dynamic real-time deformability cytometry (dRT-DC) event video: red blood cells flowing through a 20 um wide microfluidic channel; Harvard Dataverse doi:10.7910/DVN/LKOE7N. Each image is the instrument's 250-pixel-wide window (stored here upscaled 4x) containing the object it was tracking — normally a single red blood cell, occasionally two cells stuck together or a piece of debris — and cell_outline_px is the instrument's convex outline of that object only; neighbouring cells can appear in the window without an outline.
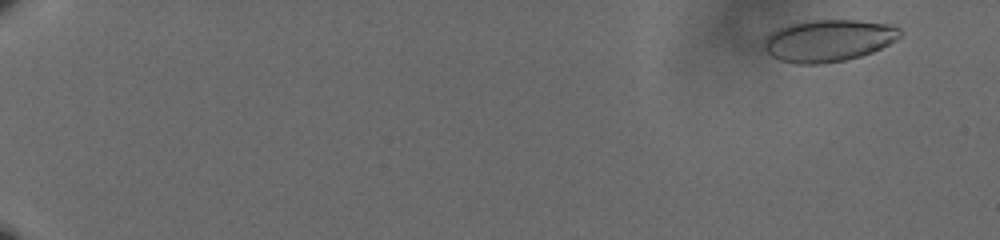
{"species": "human", "species_latin": "Homo sapiens", "temperature_condition": "cold", "stored_images_in_passage": 61, "camera_frame_rate_fps": 3000, "um_per_image_px": 0.085, "donor": {"sex": "male"}, "frame": {"image": 1, "passage_image": 5, "time_ms": 1.333, "image_size_px": [1000, 240], "cell_outline_px": [[900, 36], [896, 40], [872, 52], [860, 56], [844, 60], [824, 64], [796, 64], [780, 60], [772, 56], [764, 48], [764, 40], [776, 28], [788, 24], [812, 20], [856, 20], [888, 24], [900, 28]], "centroid_in_image_um": [70.4, 3.45], "position_along_channel_um": 14.6, "area_um2": 33.18}}
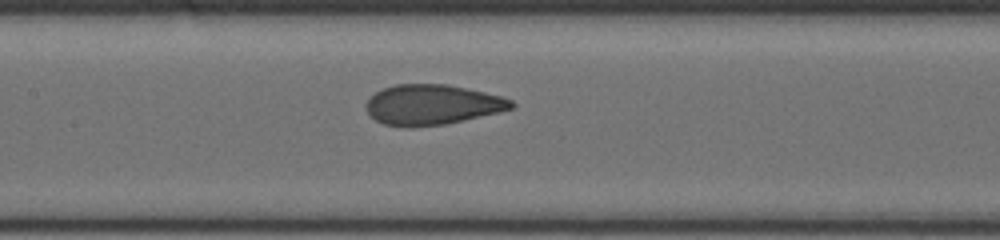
{"frame": {"image": 2, "passage_image": 34, "time_ms": 11.0, "image_size_px": [1000, 240], "cell_outline_px": [[516, 104], [512, 108], [500, 112], [444, 124], [412, 128], [408, 128], [384, 124], [376, 120], [368, 112], [364, 104], [376, 92], [384, 88], [396, 84], [448, 84], [484, 92], [500, 96], [512, 100]], "centroid_in_image_um": [36.73, 8.9], "position_along_channel_um": 170.7, "area_um2": 33.99}}
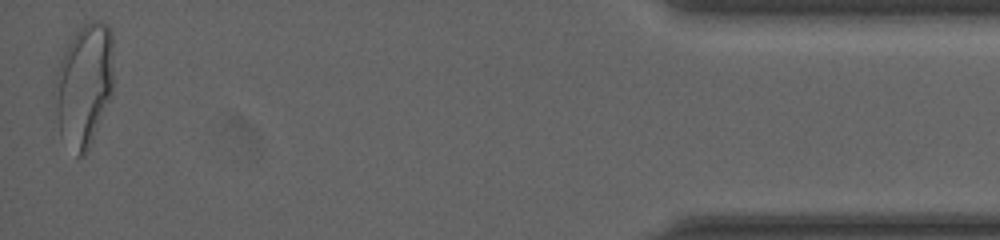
{"frame": {"image": 3, "passage_image": 61, "time_ms": 20.0, "image_size_px": [1000, 240], "cell_outline_px": [[112, 92], [88, 152], [84, 156], [76, 156], [60, 136], [56, 112], [56, 72], [60, 60], [68, 44], [76, 32], [84, 24], [92, 20], [100, 20], [108, 24], [112, 32]], "centroid_in_image_um": [7.16, 7.23], "position_along_channel_um": 428.0, "area_um2": 41.85}, "authors_computed_cell_mechanics": {"area_um2": 33.7552, "velocity_mm_per_s": 3.6011, "shape_relaxation_time_tau1_ms": 6.4407, "shape_relaxation_time_tau2_ms": 0.7755, "deformation_change_tau1": 0.1729, "deformation_change_tau2": 0.0711}}